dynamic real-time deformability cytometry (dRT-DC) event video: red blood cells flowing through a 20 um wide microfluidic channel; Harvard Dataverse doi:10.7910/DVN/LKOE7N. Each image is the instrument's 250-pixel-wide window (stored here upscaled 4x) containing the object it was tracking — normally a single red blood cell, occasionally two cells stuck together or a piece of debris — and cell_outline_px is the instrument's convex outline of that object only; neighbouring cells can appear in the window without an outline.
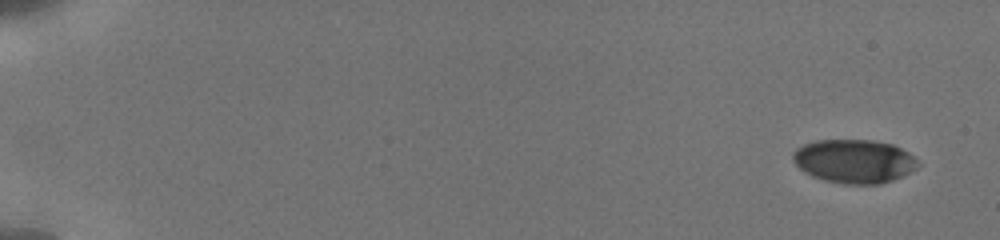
{"species": "human", "species_latin": "Homo sapiens", "temperature_condition": "cold", "stored_images_in_passage": 10, "camera_frame_rate_fps": 3000, "um_per_image_px": 0.085, "donor": {"sex": "male"}, "frame": {"image": 1, "passage_image": 1, "time_ms": 0.0, "image_size_px": [1000, 240], "cell_outline_px": [[920, 164], [916, 168], [892, 180], [880, 184], [844, 184], [824, 180], [812, 176], [804, 172], [792, 160], [792, 152], [796, 148], [804, 144], [816, 140], [872, 140], [892, 144], [908, 152]], "centroid_in_image_um": [72.56, 13.7], "position_along_channel_um": 12.4, "area_um2": 31.73}}
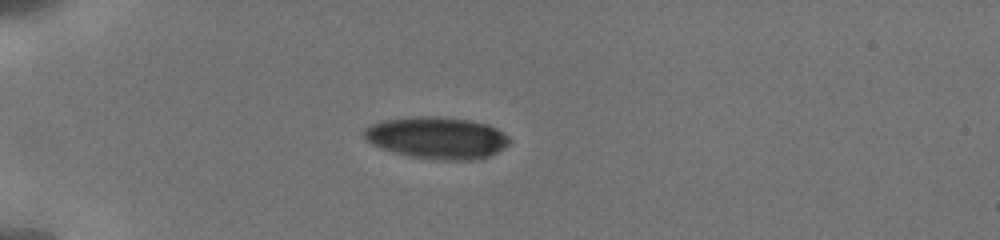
{"frame": {"image": 2, "passage_image": 7, "time_ms": 4.667, "image_size_px": [1000, 240], "cell_outline_px": [[512, 140], [504, 148], [488, 156], [472, 160], [440, 160], [408, 156], [392, 152], [372, 144], [364, 136], [364, 128], [372, 124], [384, 120], [420, 116], [432, 116], [468, 120], [488, 124], [496, 128], [508, 136]], "centroid_in_image_um": [37.15, 11.72], "position_along_channel_um": 47.8, "area_um2": 35.32}}
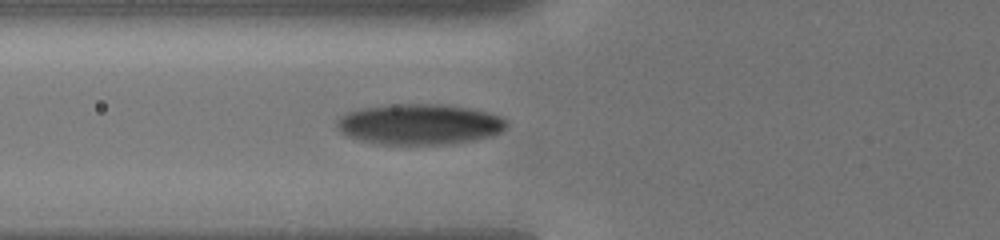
{"frame": {"image": 3, "passage_image": 10, "time_ms": 6.667, "image_size_px": [1000, 240], "cell_outline_px": [[508, 124], [500, 132], [492, 136], [476, 140], [444, 144], [376, 144], [360, 140], [348, 136], [340, 132], [336, 124], [336, 120], [340, 116], [348, 112], [364, 108], [388, 104], [440, 104], [468, 108], [488, 112], [500, 116], [508, 120]], "centroid_in_image_um": [35.66, 10.56], "position_along_channel_um": 90.1, "area_um2": 40.29}}